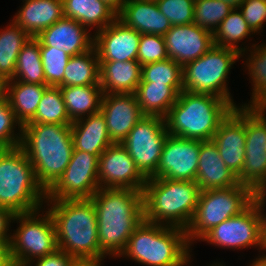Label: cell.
I'll use <instances>...</instances> for the list:
<instances>
[{
  "mask_svg": "<svg viewBox=\"0 0 266 266\" xmlns=\"http://www.w3.org/2000/svg\"><path fill=\"white\" fill-rule=\"evenodd\" d=\"M91 199L97 214L100 250L109 259H116L144 221L143 191L99 188Z\"/></svg>",
  "mask_w": 266,
  "mask_h": 266,
  "instance_id": "1",
  "label": "cell"
},
{
  "mask_svg": "<svg viewBox=\"0 0 266 266\" xmlns=\"http://www.w3.org/2000/svg\"><path fill=\"white\" fill-rule=\"evenodd\" d=\"M45 204L55 224L59 249L77 261L107 257L98 243L97 214L91 198L45 201Z\"/></svg>",
  "mask_w": 266,
  "mask_h": 266,
  "instance_id": "2",
  "label": "cell"
},
{
  "mask_svg": "<svg viewBox=\"0 0 266 266\" xmlns=\"http://www.w3.org/2000/svg\"><path fill=\"white\" fill-rule=\"evenodd\" d=\"M21 131L19 147L32 164L36 180L47 191L71 160V124H25Z\"/></svg>",
  "mask_w": 266,
  "mask_h": 266,
  "instance_id": "3",
  "label": "cell"
},
{
  "mask_svg": "<svg viewBox=\"0 0 266 266\" xmlns=\"http://www.w3.org/2000/svg\"><path fill=\"white\" fill-rule=\"evenodd\" d=\"M191 252L185 229L143 221L119 258L146 266H190Z\"/></svg>",
  "mask_w": 266,
  "mask_h": 266,
  "instance_id": "4",
  "label": "cell"
},
{
  "mask_svg": "<svg viewBox=\"0 0 266 266\" xmlns=\"http://www.w3.org/2000/svg\"><path fill=\"white\" fill-rule=\"evenodd\" d=\"M234 108L220 97L183 90L165 117L166 129L177 137L212 140Z\"/></svg>",
  "mask_w": 266,
  "mask_h": 266,
  "instance_id": "5",
  "label": "cell"
},
{
  "mask_svg": "<svg viewBox=\"0 0 266 266\" xmlns=\"http://www.w3.org/2000/svg\"><path fill=\"white\" fill-rule=\"evenodd\" d=\"M200 192L195 181L148 178L143 189L144 221L186 230L195 215Z\"/></svg>",
  "mask_w": 266,
  "mask_h": 266,
  "instance_id": "6",
  "label": "cell"
},
{
  "mask_svg": "<svg viewBox=\"0 0 266 266\" xmlns=\"http://www.w3.org/2000/svg\"><path fill=\"white\" fill-rule=\"evenodd\" d=\"M45 201L46 191L24 151L7 148L0 156V206L21 214L43 208Z\"/></svg>",
  "mask_w": 266,
  "mask_h": 266,
  "instance_id": "7",
  "label": "cell"
},
{
  "mask_svg": "<svg viewBox=\"0 0 266 266\" xmlns=\"http://www.w3.org/2000/svg\"><path fill=\"white\" fill-rule=\"evenodd\" d=\"M255 193L244 184L201 191L195 215L186 229L189 244L193 246L212 228L246 210L254 202Z\"/></svg>",
  "mask_w": 266,
  "mask_h": 266,
  "instance_id": "8",
  "label": "cell"
},
{
  "mask_svg": "<svg viewBox=\"0 0 266 266\" xmlns=\"http://www.w3.org/2000/svg\"><path fill=\"white\" fill-rule=\"evenodd\" d=\"M239 59L240 54L237 51L214 45L201 57L182 67L184 90L214 95L238 107L228 88L227 79Z\"/></svg>",
  "mask_w": 266,
  "mask_h": 266,
  "instance_id": "9",
  "label": "cell"
},
{
  "mask_svg": "<svg viewBox=\"0 0 266 266\" xmlns=\"http://www.w3.org/2000/svg\"><path fill=\"white\" fill-rule=\"evenodd\" d=\"M14 222L19 223V227L11 233L9 243L14 266H27L34 259L58 249L55 224L45 207L30 213L15 214Z\"/></svg>",
  "mask_w": 266,
  "mask_h": 266,
  "instance_id": "10",
  "label": "cell"
},
{
  "mask_svg": "<svg viewBox=\"0 0 266 266\" xmlns=\"http://www.w3.org/2000/svg\"><path fill=\"white\" fill-rule=\"evenodd\" d=\"M167 135L165 118L144 116L120 143L146 179L156 172Z\"/></svg>",
  "mask_w": 266,
  "mask_h": 266,
  "instance_id": "11",
  "label": "cell"
},
{
  "mask_svg": "<svg viewBox=\"0 0 266 266\" xmlns=\"http://www.w3.org/2000/svg\"><path fill=\"white\" fill-rule=\"evenodd\" d=\"M245 159L240 184L255 192L266 188V112L258 106H245Z\"/></svg>",
  "mask_w": 266,
  "mask_h": 266,
  "instance_id": "12",
  "label": "cell"
},
{
  "mask_svg": "<svg viewBox=\"0 0 266 266\" xmlns=\"http://www.w3.org/2000/svg\"><path fill=\"white\" fill-rule=\"evenodd\" d=\"M199 241L234 251L255 247L259 250V255L260 252H265L262 244L261 214L257 204L253 202L239 215L218 224Z\"/></svg>",
  "mask_w": 266,
  "mask_h": 266,
  "instance_id": "13",
  "label": "cell"
},
{
  "mask_svg": "<svg viewBox=\"0 0 266 266\" xmlns=\"http://www.w3.org/2000/svg\"><path fill=\"white\" fill-rule=\"evenodd\" d=\"M99 156L73 150L67 168L46 191V201L91 198L100 188L98 183Z\"/></svg>",
  "mask_w": 266,
  "mask_h": 266,
  "instance_id": "14",
  "label": "cell"
},
{
  "mask_svg": "<svg viewBox=\"0 0 266 266\" xmlns=\"http://www.w3.org/2000/svg\"><path fill=\"white\" fill-rule=\"evenodd\" d=\"M199 152L200 140L168 134L156 172L150 178L195 181Z\"/></svg>",
  "mask_w": 266,
  "mask_h": 266,
  "instance_id": "15",
  "label": "cell"
},
{
  "mask_svg": "<svg viewBox=\"0 0 266 266\" xmlns=\"http://www.w3.org/2000/svg\"><path fill=\"white\" fill-rule=\"evenodd\" d=\"M146 180L120 143L110 145L98 158L100 188L143 191Z\"/></svg>",
  "mask_w": 266,
  "mask_h": 266,
  "instance_id": "16",
  "label": "cell"
},
{
  "mask_svg": "<svg viewBox=\"0 0 266 266\" xmlns=\"http://www.w3.org/2000/svg\"><path fill=\"white\" fill-rule=\"evenodd\" d=\"M225 165L239 175L245 159V106L235 107L220 124L212 139Z\"/></svg>",
  "mask_w": 266,
  "mask_h": 266,
  "instance_id": "17",
  "label": "cell"
},
{
  "mask_svg": "<svg viewBox=\"0 0 266 266\" xmlns=\"http://www.w3.org/2000/svg\"><path fill=\"white\" fill-rule=\"evenodd\" d=\"M93 35L99 61H137L141 34L118 18Z\"/></svg>",
  "mask_w": 266,
  "mask_h": 266,
  "instance_id": "18",
  "label": "cell"
},
{
  "mask_svg": "<svg viewBox=\"0 0 266 266\" xmlns=\"http://www.w3.org/2000/svg\"><path fill=\"white\" fill-rule=\"evenodd\" d=\"M163 37L168 57L182 67L214 46L213 33L194 23L171 26Z\"/></svg>",
  "mask_w": 266,
  "mask_h": 266,
  "instance_id": "19",
  "label": "cell"
},
{
  "mask_svg": "<svg viewBox=\"0 0 266 266\" xmlns=\"http://www.w3.org/2000/svg\"><path fill=\"white\" fill-rule=\"evenodd\" d=\"M100 111L113 143H121L145 116L134 93L104 94Z\"/></svg>",
  "mask_w": 266,
  "mask_h": 266,
  "instance_id": "20",
  "label": "cell"
},
{
  "mask_svg": "<svg viewBox=\"0 0 266 266\" xmlns=\"http://www.w3.org/2000/svg\"><path fill=\"white\" fill-rule=\"evenodd\" d=\"M78 21L62 17L35 38L40 47H55L69 56H77L93 48L94 35Z\"/></svg>",
  "mask_w": 266,
  "mask_h": 266,
  "instance_id": "21",
  "label": "cell"
},
{
  "mask_svg": "<svg viewBox=\"0 0 266 266\" xmlns=\"http://www.w3.org/2000/svg\"><path fill=\"white\" fill-rule=\"evenodd\" d=\"M195 182L201 191L225 189L240 184L237 175L223 162L213 140H200L199 162Z\"/></svg>",
  "mask_w": 266,
  "mask_h": 266,
  "instance_id": "22",
  "label": "cell"
},
{
  "mask_svg": "<svg viewBox=\"0 0 266 266\" xmlns=\"http://www.w3.org/2000/svg\"><path fill=\"white\" fill-rule=\"evenodd\" d=\"M117 18L140 34L164 36L172 26L154 0H127Z\"/></svg>",
  "mask_w": 266,
  "mask_h": 266,
  "instance_id": "23",
  "label": "cell"
},
{
  "mask_svg": "<svg viewBox=\"0 0 266 266\" xmlns=\"http://www.w3.org/2000/svg\"><path fill=\"white\" fill-rule=\"evenodd\" d=\"M73 150L101 155L110 145L106 119L101 111L71 123Z\"/></svg>",
  "mask_w": 266,
  "mask_h": 266,
  "instance_id": "24",
  "label": "cell"
},
{
  "mask_svg": "<svg viewBox=\"0 0 266 266\" xmlns=\"http://www.w3.org/2000/svg\"><path fill=\"white\" fill-rule=\"evenodd\" d=\"M22 6L12 20L31 37L50 27L63 17L62 0H22Z\"/></svg>",
  "mask_w": 266,
  "mask_h": 266,
  "instance_id": "25",
  "label": "cell"
},
{
  "mask_svg": "<svg viewBox=\"0 0 266 266\" xmlns=\"http://www.w3.org/2000/svg\"><path fill=\"white\" fill-rule=\"evenodd\" d=\"M142 65L135 60L100 61V86L104 94L135 93Z\"/></svg>",
  "mask_w": 266,
  "mask_h": 266,
  "instance_id": "26",
  "label": "cell"
},
{
  "mask_svg": "<svg viewBox=\"0 0 266 266\" xmlns=\"http://www.w3.org/2000/svg\"><path fill=\"white\" fill-rule=\"evenodd\" d=\"M63 16L78 21L90 32L104 29L111 24L117 14L110 9L102 0H62Z\"/></svg>",
  "mask_w": 266,
  "mask_h": 266,
  "instance_id": "27",
  "label": "cell"
},
{
  "mask_svg": "<svg viewBox=\"0 0 266 266\" xmlns=\"http://www.w3.org/2000/svg\"><path fill=\"white\" fill-rule=\"evenodd\" d=\"M183 90V85L139 84L134 94L145 116L165 118Z\"/></svg>",
  "mask_w": 266,
  "mask_h": 266,
  "instance_id": "28",
  "label": "cell"
},
{
  "mask_svg": "<svg viewBox=\"0 0 266 266\" xmlns=\"http://www.w3.org/2000/svg\"><path fill=\"white\" fill-rule=\"evenodd\" d=\"M48 85L24 83L9 80L7 83V99L16 120L23 126L27 124L37 111L40 100Z\"/></svg>",
  "mask_w": 266,
  "mask_h": 266,
  "instance_id": "29",
  "label": "cell"
},
{
  "mask_svg": "<svg viewBox=\"0 0 266 266\" xmlns=\"http://www.w3.org/2000/svg\"><path fill=\"white\" fill-rule=\"evenodd\" d=\"M67 114L72 122L100 111L103 90L100 84L60 87Z\"/></svg>",
  "mask_w": 266,
  "mask_h": 266,
  "instance_id": "30",
  "label": "cell"
},
{
  "mask_svg": "<svg viewBox=\"0 0 266 266\" xmlns=\"http://www.w3.org/2000/svg\"><path fill=\"white\" fill-rule=\"evenodd\" d=\"M0 27V75L7 81L13 80L19 52L31 36L13 20Z\"/></svg>",
  "mask_w": 266,
  "mask_h": 266,
  "instance_id": "31",
  "label": "cell"
},
{
  "mask_svg": "<svg viewBox=\"0 0 266 266\" xmlns=\"http://www.w3.org/2000/svg\"><path fill=\"white\" fill-rule=\"evenodd\" d=\"M240 58L245 59V71L248 70L247 74L252 81L250 101L241 105L258 106L266 98V43H252L249 50L240 54Z\"/></svg>",
  "mask_w": 266,
  "mask_h": 266,
  "instance_id": "32",
  "label": "cell"
},
{
  "mask_svg": "<svg viewBox=\"0 0 266 266\" xmlns=\"http://www.w3.org/2000/svg\"><path fill=\"white\" fill-rule=\"evenodd\" d=\"M253 33L239 8H234L214 31V45L230 48L241 54L251 48L249 45L243 47L244 44L241 40L252 38Z\"/></svg>",
  "mask_w": 266,
  "mask_h": 266,
  "instance_id": "33",
  "label": "cell"
},
{
  "mask_svg": "<svg viewBox=\"0 0 266 266\" xmlns=\"http://www.w3.org/2000/svg\"><path fill=\"white\" fill-rule=\"evenodd\" d=\"M96 84H100V61L95 48L70 57L65 67L63 87Z\"/></svg>",
  "mask_w": 266,
  "mask_h": 266,
  "instance_id": "34",
  "label": "cell"
},
{
  "mask_svg": "<svg viewBox=\"0 0 266 266\" xmlns=\"http://www.w3.org/2000/svg\"><path fill=\"white\" fill-rule=\"evenodd\" d=\"M13 80L45 85L40 42L35 37H31L19 52Z\"/></svg>",
  "mask_w": 266,
  "mask_h": 266,
  "instance_id": "35",
  "label": "cell"
},
{
  "mask_svg": "<svg viewBox=\"0 0 266 266\" xmlns=\"http://www.w3.org/2000/svg\"><path fill=\"white\" fill-rule=\"evenodd\" d=\"M71 124L60 87L48 86L39 102L35 116L27 124Z\"/></svg>",
  "mask_w": 266,
  "mask_h": 266,
  "instance_id": "36",
  "label": "cell"
},
{
  "mask_svg": "<svg viewBox=\"0 0 266 266\" xmlns=\"http://www.w3.org/2000/svg\"><path fill=\"white\" fill-rule=\"evenodd\" d=\"M139 84L183 85L182 66L170 58L145 64Z\"/></svg>",
  "mask_w": 266,
  "mask_h": 266,
  "instance_id": "37",
  "label": "cell"
},
{
  "mask_svg": "<svg viewBox=\"0 0 266 266\" xmlns=\"http://www.w3.org/2000/svg\"><path fill=\"white\" fill-rule=\"evenodd\" d=\"M233 9L231 5L221 0H195L193 23L214 33Z\"/></svg>",
  "mask_w": 266,
  "mask_h": 266,
  "instance_id": "38",
  "label": "cell"
},
{
  "mask_svg": "<svg viewBox=\"0 0 266 266\" xmlns=\"http://www.w3.org/2000/svg\"><path fill=\"white\" fill-rule=\"evenodd\" d=\"M45 85L63 87L65 67L71 56L55 47H40Z\"/></svg>",
  "mask_w": 266,
  "mask_h": 266,
  "instance_id": "39",
  "label": "cell"
},
{
  "mask_svg": "<svg viewBox=\"0 0 266 266\" xmlns=\"http://www.w3.org/2000/svg\"><path fill=\"white\" fill-rule=\"evenodd\" d=\"M194 2L195 0H156L159 11L172 26L193 23Z\"/></svg>",
  "mask_w": 266,
  "mask_h": 266,
  "instance_id": "40",
  "label": "cell"
},
{
  "mask_svg": "<svg viewBox=\"0 0 266 266\" xmlns=\"http://www.w3.org/2000/svg\"><path fill=\"white\" fill-rule=\"evenodd\" d=\"M21 130L22 125L16 120L9 101L6 99L0 103V144L7 148L18 147L21 142Z\"/></svg>",
  "mask_w": 266,
  "mask_h": 266,
  "instance_id": "41",
  "label": "cell"
},
{
  "mask_svg": "<svg viewBox=\"0 0 266 266\" xmlns=\"http://www.w3.org/2000/svg\"><path fill=\"white\" fill-rule=\"evenodd\" d=\"M167 48L162 35L141 34L137 61L143 66L148 63L167 60Z\"/></svg>",
  "mask_w": 266,
  "mask_h": 266,
  "instance_id": "42",
  "label": "cell"
},
{
  "mask_svg": "<svg viewBox=\"0 0 266 266\" xmlns=\"http://www.w3.org/2000/svg\"><path fill=\"white\" fill-rule=\"evenodd\" d=\"M243 18L248 23L253 35H261L266 22V2L264 0H245L239 7Z\"/></svg>",
  "mask_w": 266,
  "mask_h": 266,
  "instance_id": "43",
  "label": "cell"
},
{
  "mask_svg": "<svg viewBox=\"0 0 266 266\" xmlns=\"http://www.w3.org/2000/svg\"><path fill=\"white\" fill-rule=\"evenodd\" d=\"M77 260L65 253L61 249H57L44 257H40L31 261L27 266H74Z\"/></svg>",
  "mask_w": 266,
  "mask_h": 266,
  "instance_id": "44",
  "label": "cell"
},
{
  "mask_svg": "<svg viewBox=\"0 0 266 266\" xmlns=\"http://www.w3.org/2000/svg\"><path fill=\"white\" fill-rule=\"evenodd\" d=\"M14 215L10 209L0 206V242L10 243V229Z\"/></svg>",
  "mask_w": 266,
  "mask_h": 266,
  "instance_id": "45",
  "label": "cell"
},
{
  "mask_svg": "<svg viewBox=\"0 0 266 266\" xmlns=\"http://www.w3.org/2000/svg\"><path fill=\"white\" fill-rule=\"evenodd\" d=\"M254 202L257 204L261 214L262 244L266 252V188L256 191ZM265 213V214H264Z\"/></svg>",
  "mask_w": 266,
  "mask_h": 266,
  "instance_id": "46",
  "label": "cell"
},
{
  "mask_svg": "<svg viewBox=\"0 0 266 266\" xmlns=\"http://www.w3.org/2000/svg\"><path fill=\"white\" fill-rule=\"evenodd\" d=\"M0 266H14L10 256L9 243L0 242Z\"/></svg>",
  "mask_w": 266,
  "mask_h": 266,
  "instance_id": "47",
  "label": "cell"
},
{
  "mask_svg": "<svg viewBox=\"0 0 266 266\" xmlns=\"http://www.w3.org/2000/svg\"><path fill=\"white\" fill-rule=\"evenodd\" d=\"M117 15L122 11L127 0H102Z\"/></svg>",
  "mask_w": 266,
  "mask_h": 266,
  "instance_id": "48",
  "label": "cell"
},
{
  "mask_svg": "<svg viewBox=\"0 0 266 266\" xmlns=\"http://www.w3.org/2000/svg\"><path fill=\"white\" fill-rule=\"evenodd\" d=\"M7 83L8 81L0 75V103L7 99Z\"/></svg>",
  "mask_w": 266,
  "mask_h": 266,
  "instance_id": "49",
  "label": "cell"
},
{
  "mask_svg": "<svg viewBox=\"0 0 266 266\" xmlns=\"http://www.w3.org/2000/svg\"><path fill=\"white\" fill-rule=\"evenodd\" d=\"M104 259L77 261L74 266H102Z\"/></svg>",
  "mask_w": 266,
  "mask_h": 266,
  "instance_id": "50",
  "label": "cell"
},
{
  "mask_svg": "<svg viewBox=\"0 0 266 266\" xmlns=\"http://www.w3.org/2000/svg\"><path fill=\"white\" fill-rule=\"evenodd\" d=\"M266 252H262V255H258L252 260V263L248 266H266Z\"/></svg>",
  "mask_w": 266,
  "mask_h": 266,
  "instance_id": "51",
  "label": "cell"
},
{
  "mask_svg": "<svg viewBox=\"0 0 266 266\" xmlns=\"http://www.w3.org/2000/svg\"><path fill=\"white\" fill-rule=\"evenodd\" d=\"M221 1H225L233 8H238L245 0H221Z\"/></svg>",
  "mask_w": 266,
  "mask_h": 266,
  "instance_id": "52",
  "label": "cell"
},
{
  "mask_svg": "<svg viewBox=\"0 0 266 266\" xmlns=\"http://www.w3.org/2000/svg\"><path fill=\"white\" fill-rule=\"evenodd\" d=\"M258 107L266 112V98L258 105Z\"/></svg>",
  "mask_w": 266,
  "mask_h": 266,
  "instance_id": "53",
  "label": "cell"
},
{
  "mask_svg": "<svg viewBox=\"0 0 266 266\" xmlns=\"http://www.w3.org/2000/svg\"><path fill=\"white\" fill-rule=\"evenodd\" d=\"M209 266H226L223 264V262H212V264H210Z\"/></svg>",
  "mask_w": 266,
  "mask_h": 266,
  "instance_id": "54",
  "label": "cell"
},
{
  "mask_svg": "<svg viewBox=\"0 0 266 266\" xmlns=\"http://www.w3.org/2000/svg\"><path fill=\"white\" fill-rule=\"evenodd\" d=\"M7 149V147H5L4 145L0 144V156L2 155V153Z\"/></svg>",
  "mask_w": 266,
  "mask_h": 266,
  "instance_id": "55",
  "label": "cell"
}]
</instances>
